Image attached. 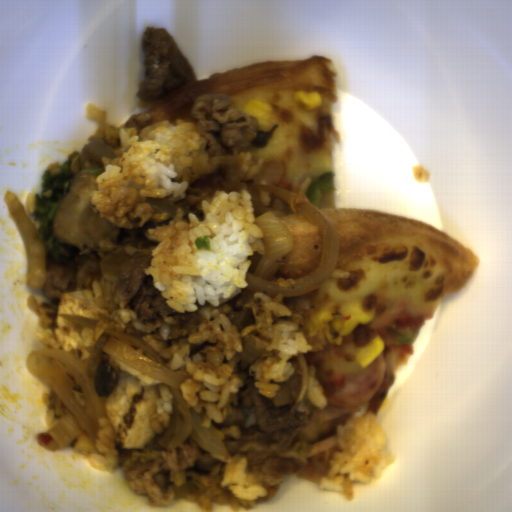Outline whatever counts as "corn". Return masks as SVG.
Segmentation results:
<instances>
[{
    "label": "corn",
    "mask_w": 512,
    "mask_h": 512,
    "mask_svg": "<svg viewBox=\"0 0 512 512\" xmlns=\"http://www.w3.org/2000/svg\"><path fill=\"white\" fill-rule=\"evenodd\" d=\"M385 350L381 336L374 335L366 347L357 355V363L364 369Z\"/></svg>",
    "instance_id": "corn-1"
},
{
    "label": "corn",
    "mask_w": 512,
    "mask_h": 512,
    "mask_svg": "<svg viewBox=\"0 0 512 512\" xmlns=\"http://www.w3.org/2000/svg\"><path fill=\"white\" fill-rule=\"evenodd\" d=\"M242 113L256 116L259 126H267L272 123L273 108L255 100H249Z\"/></svg>",
    "instance_id": "corn-2"
},
{
    "label": "corn",
    "mask_w": 512,
    "mask_h": 512,
    "mask_svg": "<svg viewBox=\"0 0 512 512\" xmlns=\"http://www.w3.org/2000/svg\"><path fill=\"white\" fill-rule=\"evenodd\" d=\"M374 318L371 314H365L360 312H355L350 315H347L343 321L342 328L338 332V336H348L352 333L355 327L359 324H368Z\"/></svg>",
    "instance_id": "corn-3"
},
{
    "label": "corn",
    "mask_w": 512,
    "mask_h": 512,
    "mask_svg": "<svg viewBox=\"0 0 512 512\" xmlns=\"http://www.w3.org/2000/svg\"><path fill=\"white\" fill-rule=\"evenodd\" d=\"M293 98L298 106L308 111L319 109L322 103V96L319 92H294Z\"/></svg>",
    "instance_id": "corn-4"
},
{
    "label": "corn",
    "mask_w": 512,
    "mask_h": 512,
    "mask_svg": "<svg viewBox=\"0 0 512 512\" xmlns=\"http://www.w3.org/2000/svg\"><path fill=\"white\" fill-rule=\"evenodd\" d=\"M335 315H333L331 312L322 311L318 312L316 320L319 323H331L334 321Z\"/></svg>",
    "instance_id": "corn-5"
}]
</instances>
